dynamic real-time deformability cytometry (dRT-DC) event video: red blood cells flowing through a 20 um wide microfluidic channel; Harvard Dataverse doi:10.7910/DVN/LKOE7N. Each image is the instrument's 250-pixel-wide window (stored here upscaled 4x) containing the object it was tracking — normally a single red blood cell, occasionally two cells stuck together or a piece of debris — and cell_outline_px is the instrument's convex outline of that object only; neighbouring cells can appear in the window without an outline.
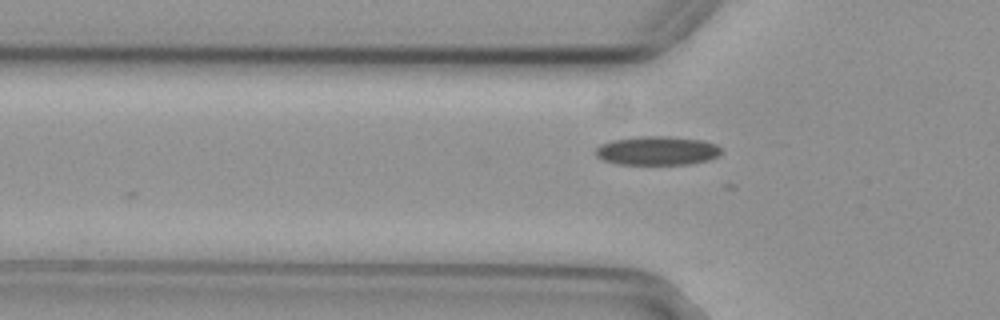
{"species": "common noctule bat (a hibernating species)", "species_latin": "Nyctalus noctula", "temperature_condition": "cold", "stored_images_in_passage": 7, "camera_frame_rate_fps": 3000, "um_per_image_px": 0.085, "animal": {"sex": "female", "body_mass_g": 29.2, "forearm_length_mm": 56.3}, "frame": {"image": 1, "passage_image": 3, "time_ms": 0.667, "image_size_px": [1000, 320], "cell_outline_px": [[720, 152], [716, 156], [708, 160], [688, 164], [616, 164], [604, 160], [596, 156], [592, 152], [600, 144], [608, 140], [636, 136], [668, 136], [704, 140], [716, 144], [720, 148]], "centroid_in_image_um": [55.78, 12.79], "position_along_channel_um": 70.0, "area_um2": 21.39}}